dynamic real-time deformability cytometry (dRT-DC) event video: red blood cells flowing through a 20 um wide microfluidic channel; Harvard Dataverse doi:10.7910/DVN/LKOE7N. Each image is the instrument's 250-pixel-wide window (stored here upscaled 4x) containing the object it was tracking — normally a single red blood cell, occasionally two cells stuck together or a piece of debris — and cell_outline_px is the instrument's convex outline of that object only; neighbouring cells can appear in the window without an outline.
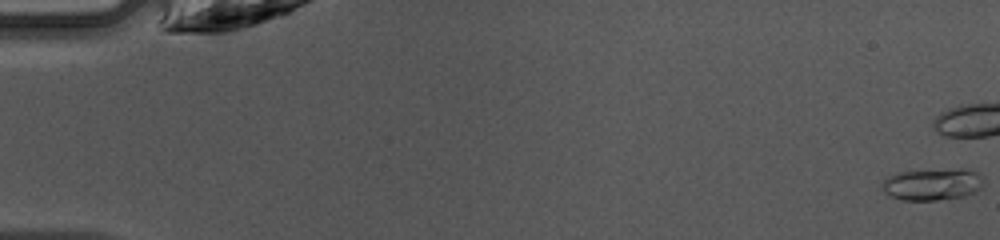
{"species": "common noctule bat (a hibernating species)", "species_latin": "Nyctalus noctula", "temperature_condition": "warm", "stored_images_in_passage": 16, "camera_frame_rate_fps": 3000, "um_per_image_px": 0.085, "animal": {"sex": "female", "body_mass_g": 10.0, "forearm_length_mm": 53.1}, "frame": {"image": 1, "passage_image": 1, "time_ms": 0.0, "image_size_px": [1000, 240], "cell_outline_px": [[984, 184], [976, 192], [964, 196], [936, 200], [900, 200], [884, 192], [880, 188], [884, 180], [888, 176], [900, 172], [960, 168], [964, 168], [980, 176]], "centroid_in_image_um": [79.23, 15.67], "position_along_channel_um": 5.8, "area_um2": 18.73}}